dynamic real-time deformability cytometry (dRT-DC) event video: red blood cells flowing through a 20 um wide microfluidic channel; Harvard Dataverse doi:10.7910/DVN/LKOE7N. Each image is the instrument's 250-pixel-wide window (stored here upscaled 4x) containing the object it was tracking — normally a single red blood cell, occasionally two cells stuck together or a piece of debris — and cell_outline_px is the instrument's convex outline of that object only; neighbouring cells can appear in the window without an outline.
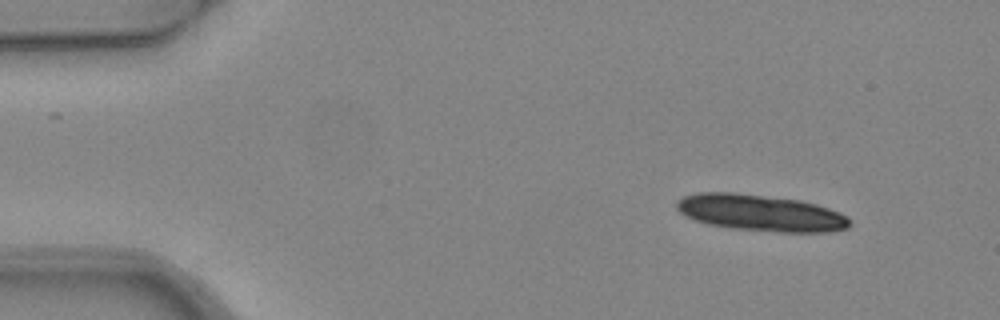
{"species": "common noctule bat (a hibernating species)", "species_latin": "Nyctalus noctula", "temperature_condition": "warm", "stored_images_in_passage": 6, "camera_frame_rate_fps": 3000, "um_per_image_px": 0.085, "animal": {"sex": "female", "body_mass_g": 24.6, "forearm_length_mm": 56.2}, "frame": {"image": 1, "passage_image": 1, "time_ms": 0.0, "image_size_px": [1000, 320], "cell_outline_px": [[852, 224], [848, 228], [828, 232], [780, 232], [728, 228], [708, 224], [684, 216], [676, 208], [676, 204], [684, 196], [696, 192], [736, 192], [800, 200], [816, 204], [840, 212], [848, 216], [852, 220]], "centroid_in_image_um": [64.68, 18.09], "position_along_channel_um": 20.3, "area_um2": 37.11}}
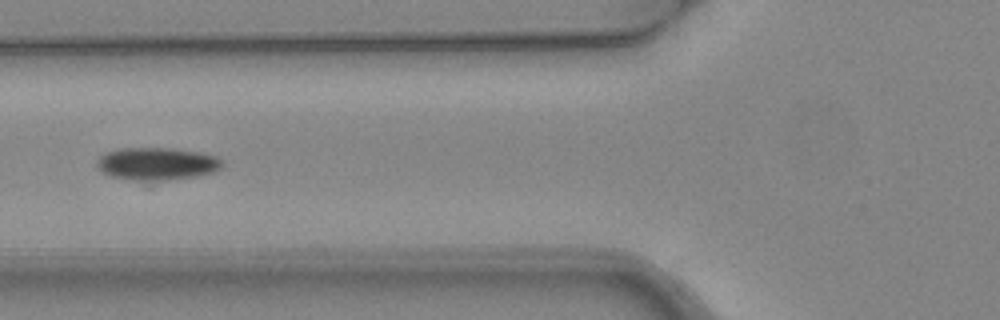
{"frame": {"image": 2, "passage_image": 5, "time_ms": 1.333, "image_size_px": [1000, 320], "cell_outline_px": [[224, 168], [212, 172], [196, 176], [152, 184], [148, 184], [108, 176], [100, 172], [96, 164], [96, 160], [104, 152], [116, 148], [172, 148], [200, 152], [216, 156], [224, 164]], "centroid_in_image_um": [13.28, 13.96], "position_along_channel_um": 112.5, "area_um2": 25.03}}
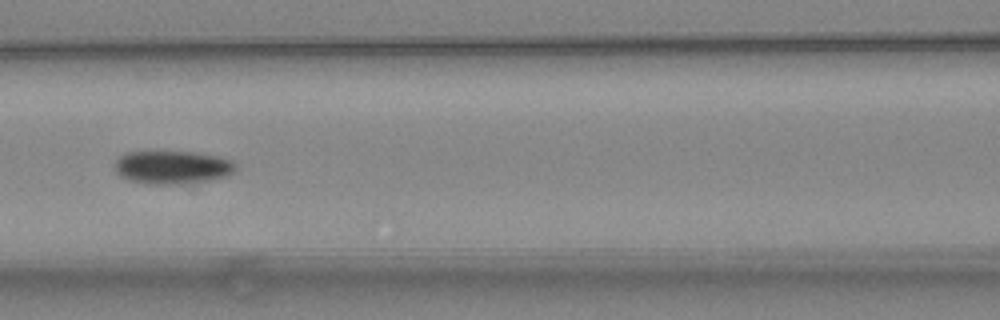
{"frame": {"image": 3, "passage_image": 6, "time_ms": 1.667, "image_size_px": [1000, 320], "cell_outline_px": [[236, 168], [228, 176], [208, 180], [180, 184], [148, 184], [128, 180], [120, 176], [116, 172], [116, 160], [120, 156], [128, 152], [192, 152], [216, 156], [232, 160], [236, 164]], "centroid_in_image_um": [14.65, 14.23], "position_along_channel_um": 151.9, "area_um2": 23.24}}